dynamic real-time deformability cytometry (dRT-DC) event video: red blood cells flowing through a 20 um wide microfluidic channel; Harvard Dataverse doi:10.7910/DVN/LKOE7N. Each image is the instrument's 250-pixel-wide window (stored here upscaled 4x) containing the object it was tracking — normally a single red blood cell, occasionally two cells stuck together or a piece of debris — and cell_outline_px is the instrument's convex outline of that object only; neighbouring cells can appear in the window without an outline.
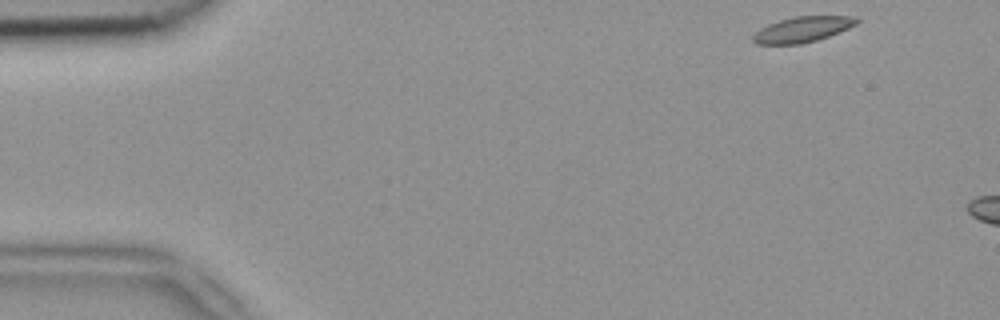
{"species": "common noctule bat (a hibernating species)", "species_latin": "Nyctalus noctula", "temperature_condition": "room temperature", "stored_images_in_passage": 6, "camera_frame_rate_fps": 3000, "um_per_image_px": 0.085, "animal": {"sex": "female", "body_mass_g": 18.4}, "frame": {"image": 1, "passage_image": 1, "time_ms": 0.0, "image_size_px": [1000, 320], "cell_outline_px": [[860, 20], [856, 24], [848, 28], [828, 36], [816, 40], [800, 44], [756, 44], [752, 40], [752, 36], [760, 28], [768, 24], [780, 20], [796, 16], [856, 16]], "centroid_in_image_um": [68.2, 2.49], "position_along_channel_um": 16.8, "area_um2": 15.32}}